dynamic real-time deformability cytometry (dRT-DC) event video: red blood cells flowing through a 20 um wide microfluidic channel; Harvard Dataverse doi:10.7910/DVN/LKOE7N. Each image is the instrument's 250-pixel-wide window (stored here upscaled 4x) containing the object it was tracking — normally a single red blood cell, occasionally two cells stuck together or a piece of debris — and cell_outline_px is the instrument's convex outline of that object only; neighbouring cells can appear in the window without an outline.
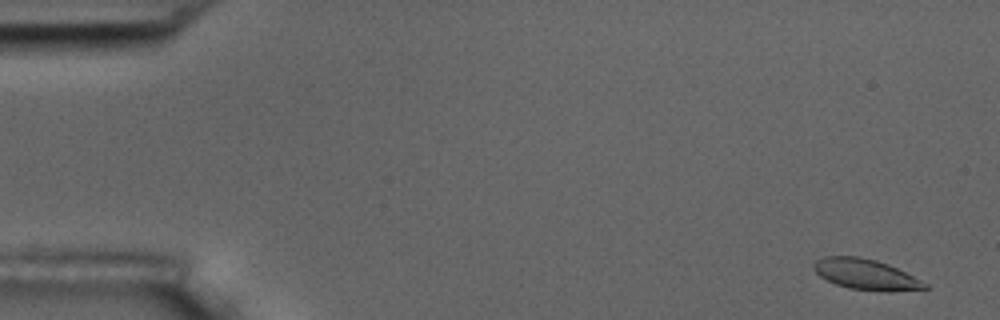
{"species": "common noctule bat (a hibernating species)", "species_latin": "Nyctalus noctula", "temperature_condition": "room temperature", "stored_images_in_passage": 7, "camera_frame_rate_fps": 3000, "um_per_image_px": 0.085, "animal": {"sex": "male", "body_mass_g": 17.5, "forearm_length_mm": 52.3}, "frame": {"image": 1, "passage_image": 1, "time_ms": 0.0, "image_size_px": [1000, 320], "cell_outline_px": [[928, 288], [888, 292], [848, 288], [836, 284], [820, 276], [812, 268], [812, 264], [816, 260], [824, 256], [860, 256], [876, 260], [888, 264], [928, 284]], "centroid_in_image_um": [73.55, 23.31], "position_along_channel_um": 11.4, "area_um2": 19.71}}
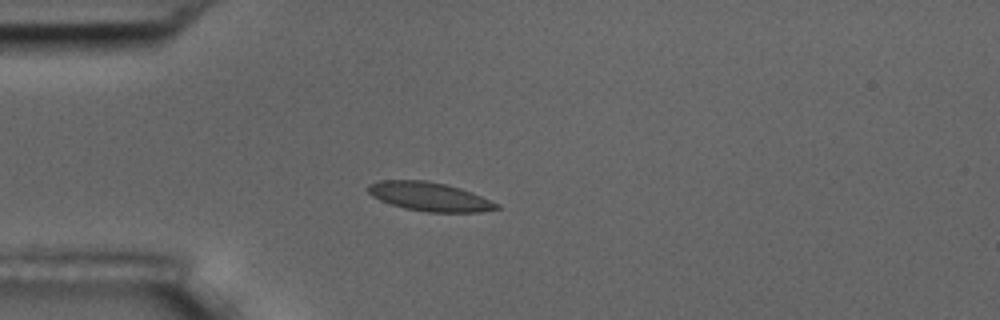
{"frame": {"image": 2, "passage_image": 4, "time_ms": 4.333, "image_size_px": [1000, 320], "cell_outline_px": [[500, 208], [480, 212], [428, 212], [404, 208], [380, 200], [372, 196], [368, 192], [368, 184], [380, 180], [424, 180], [448, 184], [472, 192], [500, 204]], "centroid_in_image_um": [36.52, 16.71], "position_along_channel_um": 48.5, "area_um2": 21.62}}